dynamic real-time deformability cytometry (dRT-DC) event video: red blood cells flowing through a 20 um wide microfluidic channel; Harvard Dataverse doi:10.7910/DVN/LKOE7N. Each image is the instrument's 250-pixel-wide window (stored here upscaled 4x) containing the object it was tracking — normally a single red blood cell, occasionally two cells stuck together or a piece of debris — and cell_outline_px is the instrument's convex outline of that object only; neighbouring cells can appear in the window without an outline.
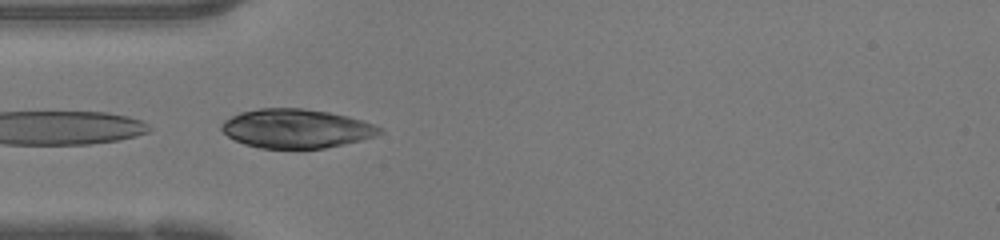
{"species": "human", "species_latin": "Homo sapiens", "temperature_condition": "warm", "stored_images_in_passage": 15, "segment_of_instrument_passage": [2, 2], "camera_frame_rate_fps": 3000, "um_per_image_px": 0.085, "donor": {"sex": "female"}, "frame": {"image": 1, "passage_image": 13, "time_ms": 4.0, "image_size_px": [1000, 240], "cell_outline_px": [[384, 132], [376, 136], [344, 144], [324, 148], [260, 148], [244, 144], [228, 136], [220, 128], [220, 124], [224, 120], [240, 112], [260, 108], [304, 108], [328, 112], [348, 116], [384, 128]], "centroid_in_image_um": [25.18, 10.92], "position_along_channel_um": 59.8, "area_um2": 35.89}}